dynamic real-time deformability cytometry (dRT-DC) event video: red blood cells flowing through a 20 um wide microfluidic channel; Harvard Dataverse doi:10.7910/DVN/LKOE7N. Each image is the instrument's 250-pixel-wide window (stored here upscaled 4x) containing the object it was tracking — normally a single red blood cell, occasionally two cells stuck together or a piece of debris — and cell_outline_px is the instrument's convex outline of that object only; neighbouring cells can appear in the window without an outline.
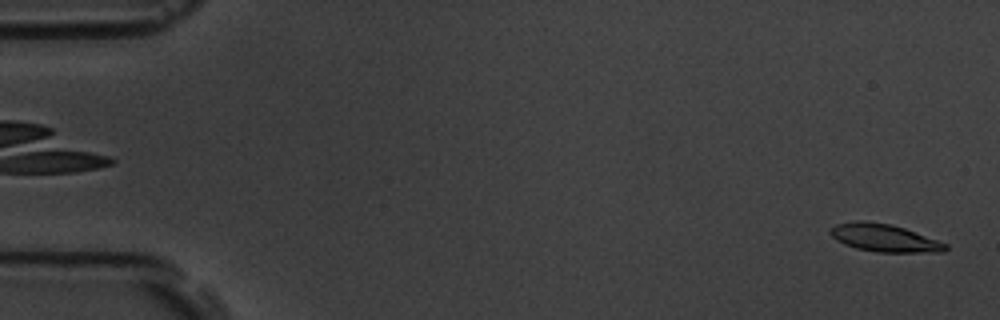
{"species": "common noctule bat (a hibernating species)", "species_latin": "Nyctalus noctula", "temperature_condition": "room temperature", "stored_images_in_passage": 4, "camera_frame_rate_fps": 3000, "um_per_image_px": 0.085, "animal": {"sex": "male", "body_mass_g": 19.5, "forearm_length_mm": 54.6}, "frame": {"image": 1, "passage_image": 4, "time_ms": 1.0, "image_size_px": [1000, 320], "cell_outline_px": [[948, 248], [944, 252], [876, 252], [856, 248], [844, 244], [836, 240], [828, 232], [836, 224], [856, 220], [864, 220], [892, 224], [904, 228], [948, 244]], "centroid_in_image_um": [75.15, 20.22], "position_along_channel_um": 9.8, "area_um2": 18.61}}